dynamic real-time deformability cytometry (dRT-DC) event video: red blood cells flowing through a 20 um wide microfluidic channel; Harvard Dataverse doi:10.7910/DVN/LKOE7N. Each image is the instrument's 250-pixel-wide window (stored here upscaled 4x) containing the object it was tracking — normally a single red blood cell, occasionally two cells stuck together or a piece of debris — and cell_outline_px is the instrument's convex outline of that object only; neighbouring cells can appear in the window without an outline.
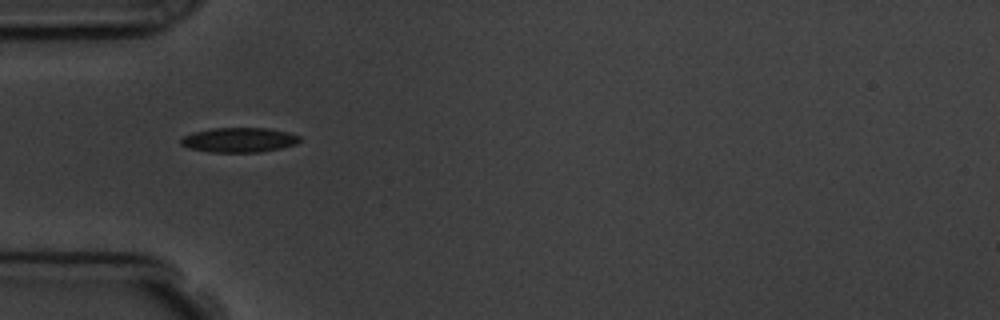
{"species": "common noctule bat (a hibernating species)", "species_latin": "Nyctalus noctula", "temperature_condition": "room temperature", "stored_images_in_passage": 6, "camera_frame_rate_fps": 3000, "um_per_image_px": 0.085, "animal": {"sex": "male", "body_mass_g": 19.5, "forearm_length_mm": 54.6}, "frame": {"image": 1, "passage_image": 2, "time_ms": 2.0, "image_size_px": [1000, 320], "cell_outline_px": [[300, 140], [296, 144], [280, 148], [260, 152], [212, 152], [188, 148], [180, 144], [180, 140], [184, 136], [192, 132], [212, 128], [268, 128], [288, 132], [300, 136]], "centroid_in_image_um": [20.31, 11.89], "position_along_channel_um": 64.7, "area_um2": 17.11}}